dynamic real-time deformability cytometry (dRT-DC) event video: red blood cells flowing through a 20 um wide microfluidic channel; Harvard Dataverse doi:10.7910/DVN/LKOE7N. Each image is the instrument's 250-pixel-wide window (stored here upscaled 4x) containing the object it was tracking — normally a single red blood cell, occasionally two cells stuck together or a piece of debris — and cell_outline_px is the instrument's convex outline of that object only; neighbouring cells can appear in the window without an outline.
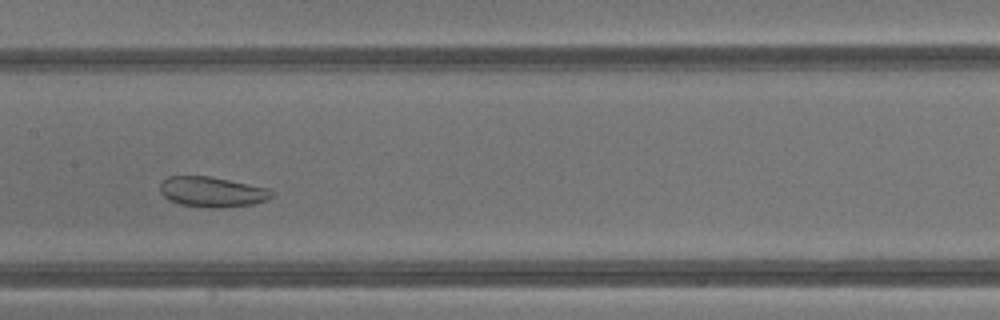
{"species": "common noctule bat (a hibernating species)", "species_latin": "Nyctalus noctula", "temperature_condition": "warm", "stored_images_in_passage": 33, "camera_frame_rate_fps": 3000, "um_per_image_px": 0.085, "animal": {"sex": "male", "body_mass_g": 13.3}, "frame": {"image": 1, "passage_image": 12, "time_ms": 3.667, "image_size_px": [1000, 320], "cell_outline_px": [[272, 196], [268, 200], [252, 204], [224, 208], [208, 208], [180, 204], [168, 200], [160, 192], [160, 184], [168, 176], [208, 176], [268, 188], [272, 192]], "centroid_in_image_um": [18.01, 16.32], "position_along_channel_um": 189.4, "area_um2": 19.65}}
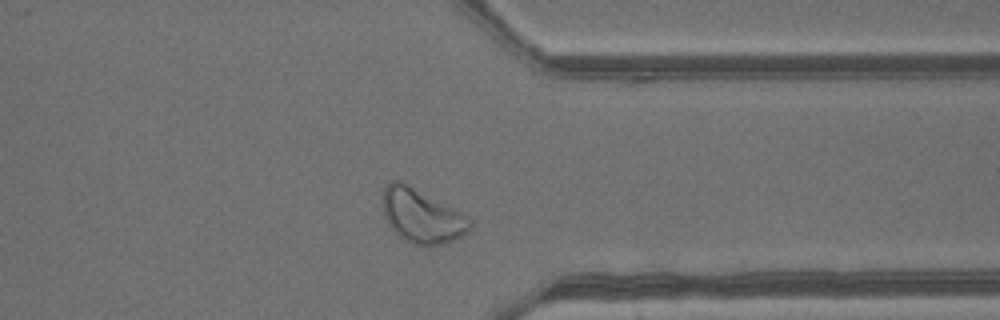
{"frame": {"image": 2, "passage_image": 24, "time_ms": 7.667, "image_size_px": [1000, 320], "cell_outline_px": [[472, 228], [468, 232], [444, 244], [412, 244], [404, 240], [392, 228], [384, 216], [380, 200], [384, 188], [392, 180], [400, 180], [456, 208], [468, 216], [472, 220]], "centroid_in_image_um": [35.85, 18.32], "position_along_channel_um": 375.6, "area_um2": 27.63}}
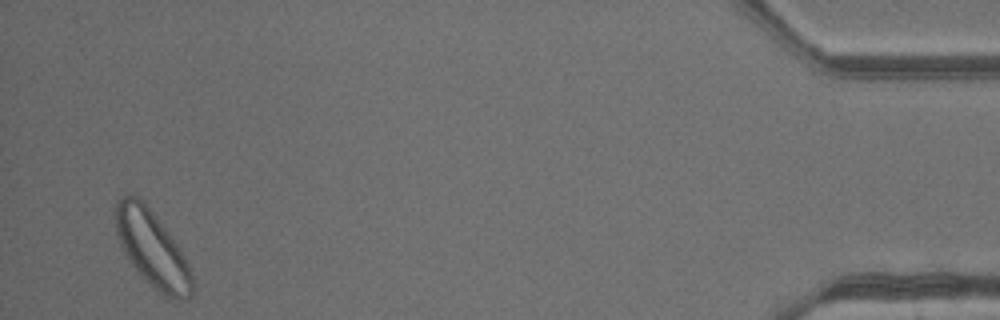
{"frame": {"image": 3, "passage_image": 32, "time_ms": 10.333, "image_size_px": [1000, 320], "cell_outline_px": [[192, 296], [188, 300], [168, 300], [136, 272], [128, 260], [120, 244], [116, 232], [112, 212], [116, 200], [120, 196], [136, 196], [144, 200], [168, 232], [176, 244], [188, 264], [192, 272]], "centroid_in_image_um": [12.89, 21.15], "position_along_channel_um": 422.3, "area_um2": 34.56}, "authors_computed_cell_mechanics": {"area_um2": 25.2008, "velocity_mm_per_s": 4.7578, "shape_relaxation_time_tau1_ms": null, "shape_relaxation_time_tau2_ms": 3.9252, "deformation_change_tau1": null, "deformation_change_tau2": 0.1236}}